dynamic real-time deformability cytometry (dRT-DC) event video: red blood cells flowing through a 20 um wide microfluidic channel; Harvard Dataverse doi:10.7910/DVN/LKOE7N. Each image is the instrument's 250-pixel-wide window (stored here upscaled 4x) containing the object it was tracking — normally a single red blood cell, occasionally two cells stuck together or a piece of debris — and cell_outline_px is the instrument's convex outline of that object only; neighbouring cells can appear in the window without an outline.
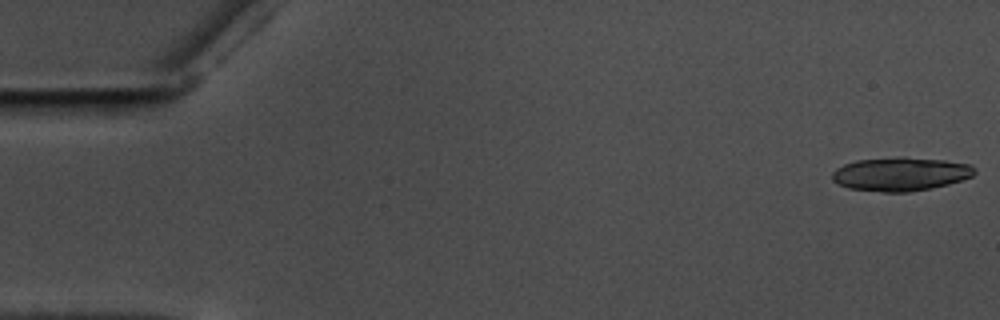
{"species": "common noctule bat (a hibernating species)", "species_latin": "Nyctalus noctula", "temperature_condition": "warm", "stored_images_in_passage": 19, "camera_frame_rate_fps": 3000, "um_per_image_px": 0.085, "animal": {"sex": "male", "body_mass_g": 17.5, "forearm_length_mm": 52.3}, "frame": {"image": 1, "passage_image": 1, "time_ms": 0.0, "image_size_px": [1000, 320], "cell_outline_px": [[976, 172], [972, 176], [948, 184], [908, 192], [884, 192], [848, 188], [832, 180], [832, 172], [836, 168], [844, 164], [856, 160], [900, 156], [904, 156], [944, 160], [972, 164], [976, 168]], "centroid_in_image_um": [76.55, 14.77], "position_along_channel_um": 8.5, "area_um2": 28.03}}
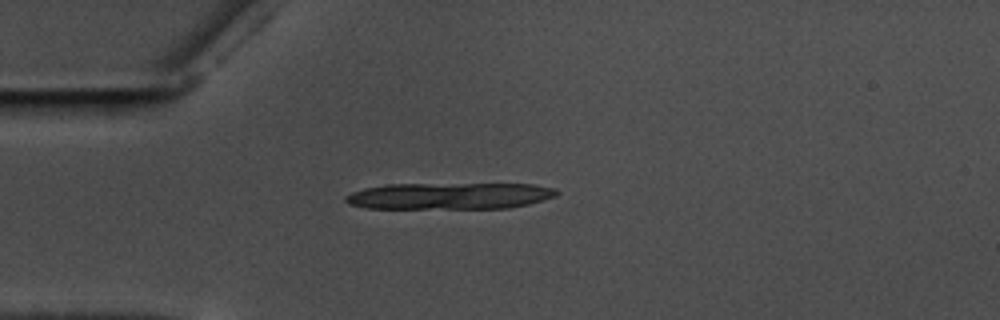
{"frame": {"image": 2, "passage_image": 15, "time_ms": 4.667, "image_size_px": [1000, 320], "cell_outline_px": [[560, 192], [556, 196], [528, 204], [508, 208], [368, 208], [348, 204], [344, 200], [344, 196], [352, 192], [364, 188], [388, 184], [532, 184], [556, 188]], "centroid_in_image_um": [38.21, 16.65], "position_along_channel_um": 46.8, "area_um2": 32.71}}